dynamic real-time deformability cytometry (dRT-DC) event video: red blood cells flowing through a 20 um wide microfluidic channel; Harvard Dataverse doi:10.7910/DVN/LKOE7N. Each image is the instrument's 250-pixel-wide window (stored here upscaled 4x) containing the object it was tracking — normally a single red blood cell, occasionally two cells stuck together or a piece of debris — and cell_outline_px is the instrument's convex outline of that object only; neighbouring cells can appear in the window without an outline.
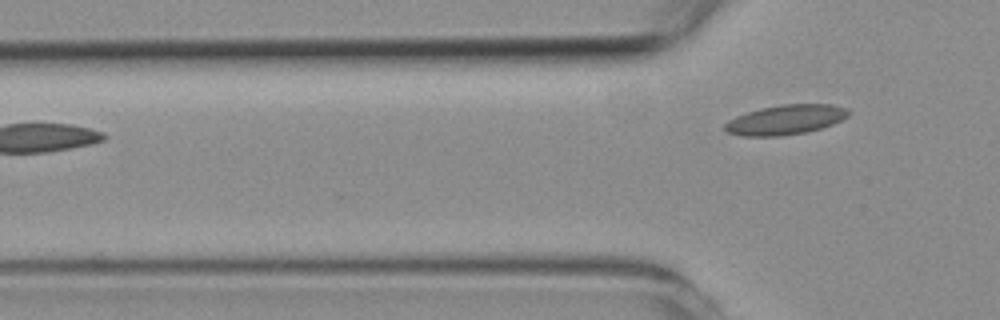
{"species": "common noctule bat (a hibernating species)", "species_latin": "Nyctalus noctula", "temperature_condition": "room temperature", "stored_images_in_passage": 4, "camera_frame_rate_fps": 3000, "um_per_image_px": 0.085, "animal": {"sex": "female", "body_mass_g": 19.3, "forearm_length_mm": 54.1}, "frame": {"image": 1, "passage_image": 4, "time_ms": 3.333, "image_size_px": [1000, 320], "cell_outline_px": [[848, 116], [832, 124], [820, 128], [804, 132], [780, 136], [740, 136], [728, 132], [724, 128], [724, 124], [728, 120], [736, 116], [760, 108], [780, 104], [832, 104], [844, 108], [848, 112]], "centroid_in_image_um": [66.72, 10.17], "position_along_channel_um": 59.1, "area_um2": 21.21}}